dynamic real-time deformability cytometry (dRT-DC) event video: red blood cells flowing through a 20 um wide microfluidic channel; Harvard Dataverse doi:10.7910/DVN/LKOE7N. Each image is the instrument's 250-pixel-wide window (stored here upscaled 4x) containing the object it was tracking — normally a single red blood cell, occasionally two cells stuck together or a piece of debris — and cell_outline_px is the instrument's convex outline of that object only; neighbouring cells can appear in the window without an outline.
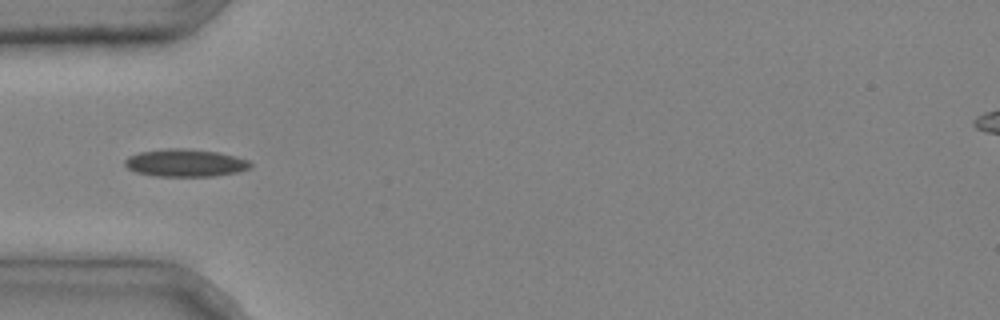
{"species": "common noctule bat (a hibernating species)", "species_latin": "Nyctalus noctula", "temperature_condition": "cold", "stored_images_in_passage": 4, "camera_frame_rate_fps": 3000, "um_per_image_px": 0.085, "animal": {"sex": "male", "body_mass_g": 20.4}, "frame": {"image": 1, "passage_image": 4, "time_ms": 1.0, "image_size_px": [1000, 320], "cell_outline_px": [[252, 168], [236, 172], [212, 176], [156, 176], [136, 172], [128, 168], [124, 164], [124, 160], [128, 156], [140, 152], [168, 148], [180, 148], [216, 152], [248, 160], [252, 164]], "centroid_in_image_um": [15.72, 13.85], "position_along_channel_um": 69.3, "area_um2": 19.94}}